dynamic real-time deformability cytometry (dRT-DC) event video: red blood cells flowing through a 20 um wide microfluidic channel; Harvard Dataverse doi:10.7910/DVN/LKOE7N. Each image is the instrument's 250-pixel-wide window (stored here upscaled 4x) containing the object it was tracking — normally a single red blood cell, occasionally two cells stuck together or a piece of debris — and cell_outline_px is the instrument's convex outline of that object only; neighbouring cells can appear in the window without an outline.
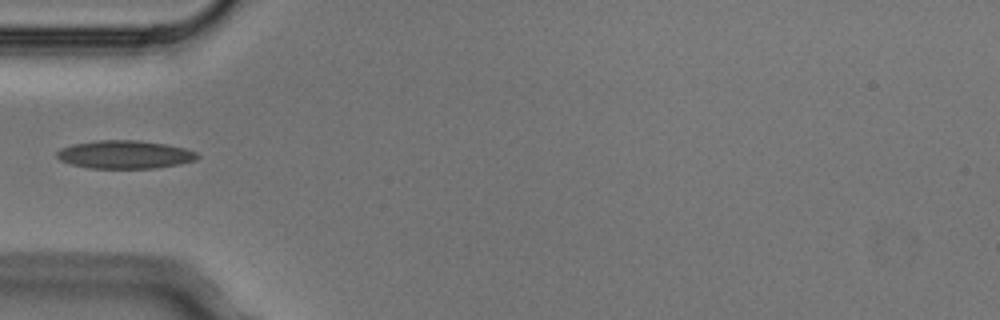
{"species": "Egyptian fruit bat (a non-hibernating species)", "species_latin": "Rousettus aegyptiacus", "temperature_condition": "cold", "stored_images_in_passage": 6, "camera_frame_rate_fps": 3000, "um_per_image_px": 0.085, "animal": {"sex": "male"}, "frame": {"image": 1, "passage_image": 5, "time_ms": 1.333, "image_size_px": [1000, 320], "cell_outline_px": [[200, 156], [196, 160], [180, 164], [156, 168], [88, 168], [72, 164], [60, 160], [56, 156], [56, 152], [60, 148], [72, 144], [100, 140], [136, 140], [164, 144], [184, 148], [196, 152]], "centroid_in_image_um": [10.6, 13.14], "position_along_channel_um": 74.4, "area_um2": 23.0}}
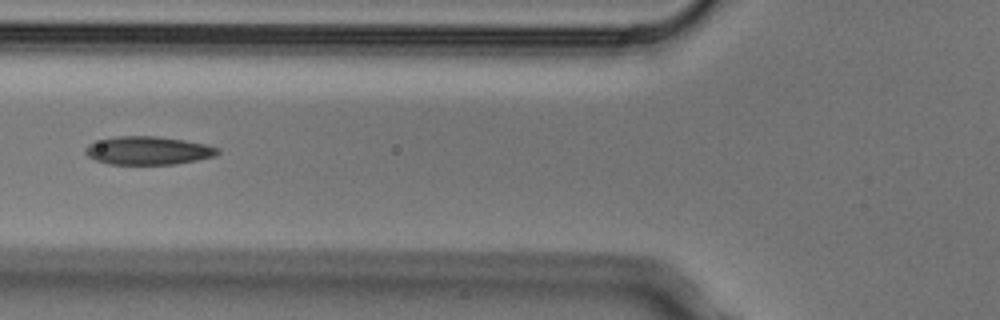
{"frame": {"image": 2, "passage_image": 6, "time_ms": 1.667, "image_size_px": [1000, 320], "cell_outline_px": [[220, 152], [216, 156], [176, 164], [108, 164], [96, 160], [88, 156], [84, 152], [84, 148], [88, 144], [100, 140], [116, 136], [156, 136], [184, 140], [204, 144], [220, 148]], "centroid_in_image_um": [12.59, 12.8], "position_along_channel_um": 113.2, "area_um2": 21.79}}